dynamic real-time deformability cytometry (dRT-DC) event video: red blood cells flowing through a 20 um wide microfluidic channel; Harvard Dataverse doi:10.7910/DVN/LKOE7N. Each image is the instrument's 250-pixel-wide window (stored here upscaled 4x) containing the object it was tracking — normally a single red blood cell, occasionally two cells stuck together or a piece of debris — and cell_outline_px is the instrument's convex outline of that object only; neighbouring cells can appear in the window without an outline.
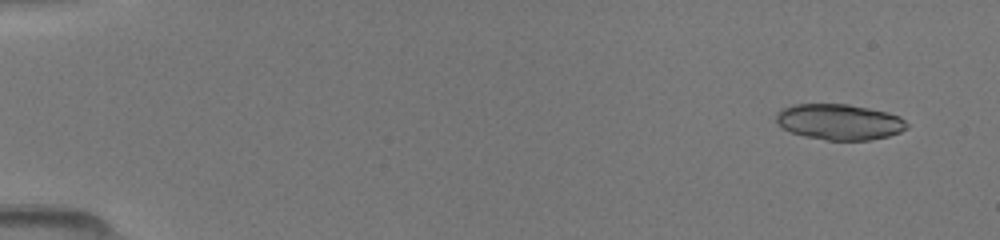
{"species": "common noctule bat (a hibernating species)", "species_latin": "Nyctalus noctula", "temperature_condition": "room temperature", "stored_images_in_passage": 14, "camera_frame_rate_fps": 3000, "um_per_image_px": 0.085, "animal": {"sex": "female", "body_mass_g": 19.5, "forearm_length_mm": 54.1}, "frame": {"image": 1, "passage_image": 1, "time_ms": 0.0, "image_size_px": [1000, 240], "cell_outline_px": [[908, 128], [900, 132], [888, 136], [868, 140], [828, 140], [804, 136], [792, 132], [784, 128], [776, 120], [776, 112], [780, 108], [792, 104], [848, 104], [888, 112], [900, 116], [908, 124]], "centroid_in_image_um": [71.35, 10.35], "position_along_channel_um": 13.7, "area_um2": 27.28}}
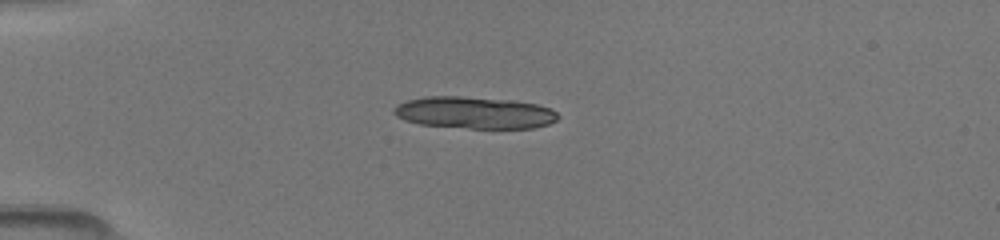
{"frame": {"image": 2, "passage_image": 6, "time_ms": 3.333, "image_size_px": [1000, 240], "cell_outline_px": [[560, 116], [556, 120], [548, 124], [532, 128], [468, 128], [420, 124], [404, 120], [396, 116], [392, 112], [392, 108], [408, 100], [424, 96], [460, 96], [512, 100], [536, 104], [552, 108]], "centroid_in_image_um": [40.33, 9.57], "position_along_channel_um": 44.7, "area_um2": 30.58}}
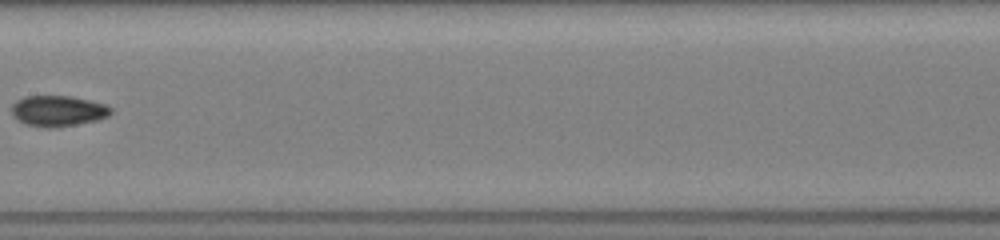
{"frame": {"image": 3, "passage_image": 12, "time_ms": 8.0, "image_size_px": [1000, 240], "cell_outline_px": [[112, 112], [108, 116], [100, 120], [56, 128], [44, 128], [24, 124], [16, 120], [12, 116], [12, 104], [16, 100], [24, 96], [72, 96], [108, 104], [112, 108]], "centroid_in_image_um": [4.94, 9.44], "position_along_channel_um": 202.5, "area_um2": 18.32}}